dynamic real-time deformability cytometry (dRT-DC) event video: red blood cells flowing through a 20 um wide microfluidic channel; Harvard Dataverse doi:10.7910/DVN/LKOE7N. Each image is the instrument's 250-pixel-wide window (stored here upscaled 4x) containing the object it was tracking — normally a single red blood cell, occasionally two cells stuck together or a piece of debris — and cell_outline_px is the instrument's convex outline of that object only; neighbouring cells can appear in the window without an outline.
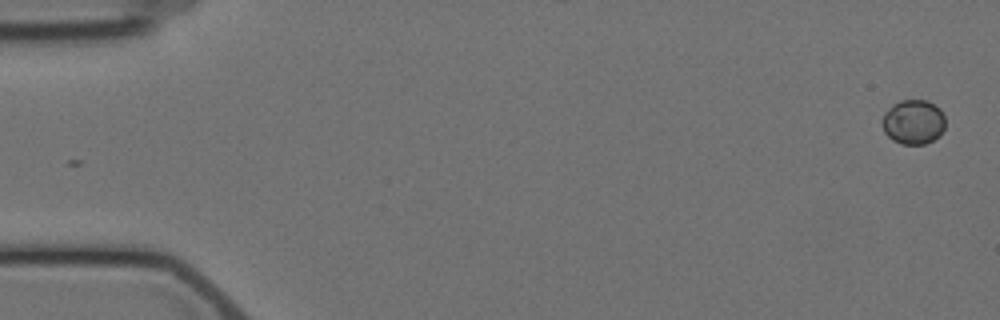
{"species": "Egyptian fruit bat (a non-hibernating species)", "species_latin": "Rousettus aegyptiacus", "temperature_condition": "cold", "stored_images_in_passage": 6, "camera_frame_rate_fps": 3000, "um_per_image_px": 0.085, "animal": {"sex": "female"}, "frame": {"image": 1, "passage_image": 1, "time_ms": 0.0, "image_size_px": [1000, 320], "cell_outline_px": [[944, 128], [932, 140], [924, 144], [900, 144], [892, 140], [884, 132], [880, 120], [884, 112], [892, 104], [900, 100], [928, 100], [940, 108], [944, 116]], "centroid_in_image_um": [77.58, 10.35], "position_along_channel_um": 7.4, "area_um2": 16.53}}
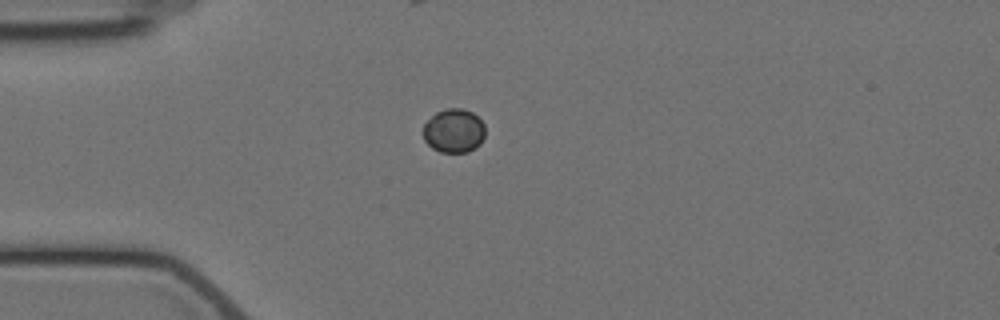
{"frame": {"image": 2, "passage_image": 5, "time_ms": 4.667, "image_size_px": [1000, 320], "cell_outline_px": [[484, 136], [480, 144], [476, 148], [468, 152], [440, 152], [432, 148], [424, 140], [424, 124], [436, 112], [444, 108], [464, 108], [472, 112], [484, 124]], "centroid_in_image_um": [38.58, 11.11], "position_along_channel_um": 46.4, "area_um2": 15.9}}
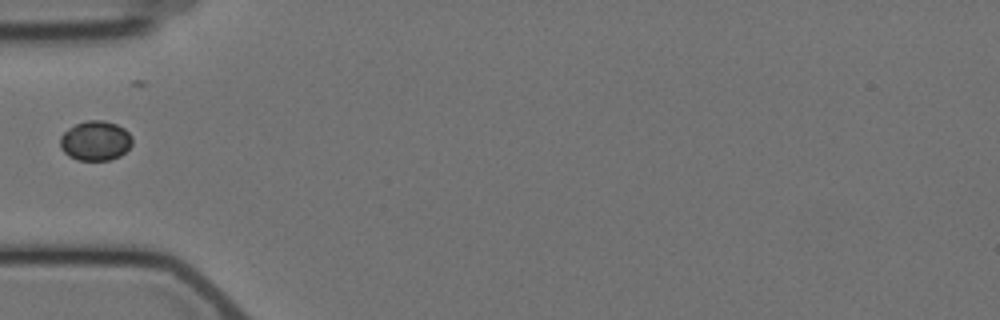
{"frame": {"image": 3, "passage_image": 6, "time_ms": 6.0, "image_size_px": [1000, 320], "cell_outline_px": [[132, 144], [120, 156], [108, 160], [76, 160], [68, 156], [60, 148], [60, 136], [68, 128], [76, 124], [88, 120], [104, 120], [116, 124], [124, 128], [132, 136]], "centroid_in_image_um": [8.1, 11.96], "position_along_channel_um": 76.9, "area_um2": 16.76}}